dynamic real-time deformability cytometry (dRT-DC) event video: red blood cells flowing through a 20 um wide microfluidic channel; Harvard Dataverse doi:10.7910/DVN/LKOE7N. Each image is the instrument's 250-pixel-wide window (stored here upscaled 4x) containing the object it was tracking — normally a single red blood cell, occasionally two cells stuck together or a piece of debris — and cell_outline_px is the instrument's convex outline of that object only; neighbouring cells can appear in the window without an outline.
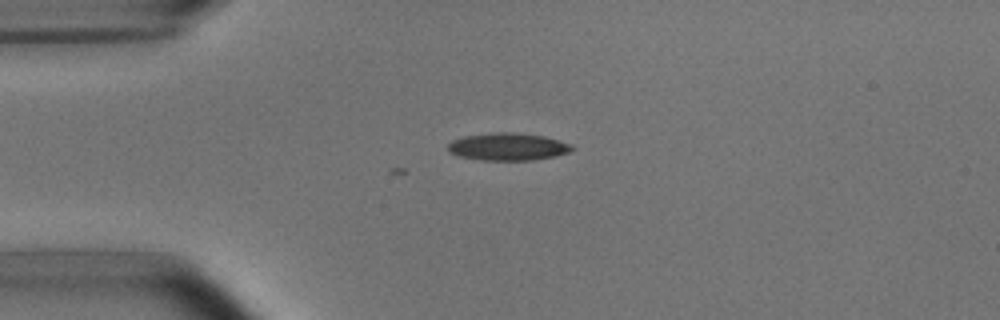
{"species": "common noctule bat (a hibernating species)", "species_latin": "Nyctalus noctula", "temperature_condition": "room temperature", "stored_images_in_passage": 4, "camera_frame_rate_fps": 3000, "um_per_image_px": 0.085, "animal": {"sex": "male", "body_mass_g": 15.6}, "frame": {"image": 1, "passage_image": 3, "time_ms": 2.333, "image_size_px": [1000, 320], "cell_outline_px": [[576, 148], [568, 152], [556, 156], [532, 160], [480, 160], [456, 156], [448, 152], [448, 144], [452, 140], [464, 136], [492, 132], [512, 132], [544, 136], [560, 140], [572, 144]], "centroid_in_image_um": [43.16, 12.47], "position_along_channel_um": 41.8, "area_um2": 20.11}}